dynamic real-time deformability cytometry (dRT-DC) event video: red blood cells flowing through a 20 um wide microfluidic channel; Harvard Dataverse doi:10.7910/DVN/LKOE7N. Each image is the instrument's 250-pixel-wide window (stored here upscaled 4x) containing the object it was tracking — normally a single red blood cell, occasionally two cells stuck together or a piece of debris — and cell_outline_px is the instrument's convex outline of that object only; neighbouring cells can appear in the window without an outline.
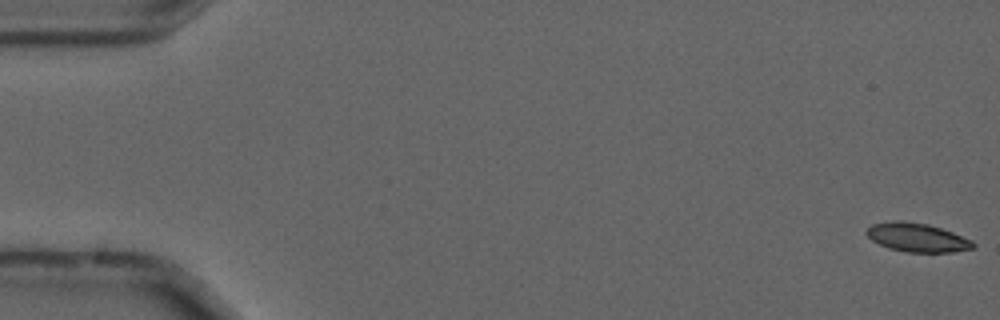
{"species": "common noctule bat (a hibernating species)", "species_latin": "Nyctalus noctula", "temperature_condition": "cold", "stored_images_in_passage": 56, "camera_frame_rate_fps": 3000, "um_per_image_px": 0.085, "animal": {"sex": "male", "forearm_length_mm": 52.5}, "frame": {"image": 1, "passage_image": 1, "time_ms": 0.0, "image_size_px": [1000, 320], "cell_outline_px": [[976, 244], [972, 248], [952, 252], [904, 252], [888, 248], [872, 240], [864, 232], [872, 224], [892, 220], [904, 220], [928, 224], [952, 232], [972, 240]], "centroid_in_image_um": [77.93, 20.18], "position_along_channel_um": 7.1, "area_um2": 17.92}}
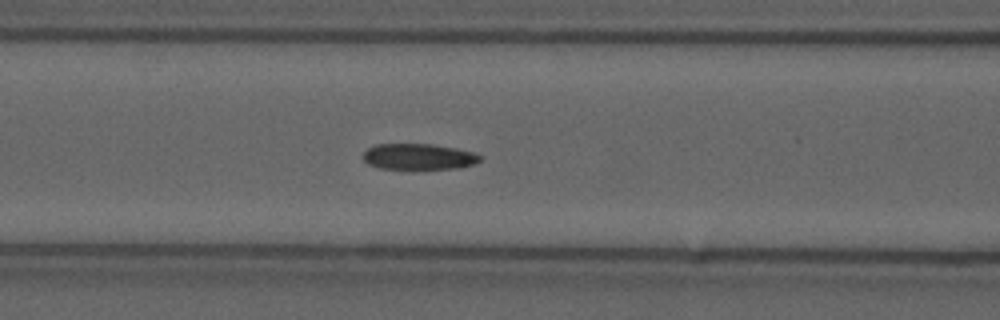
{"frame": {"image": 2, "passage_image": 23, "time_ms": 7.333, "image_size_px": [1000, 320], "cell_outline_px": [[484, 156], [476, 164], [460, 168], [380, 168], [368, 164], [364, 160], [364, 152], [368, 148], [376, 144], [432, 144], [456, 148], [476, 152]], "centroid_in_image_um": [35.66, 13.3], "position_along_channel_um": 130.9, "area_um2": 17.69}}
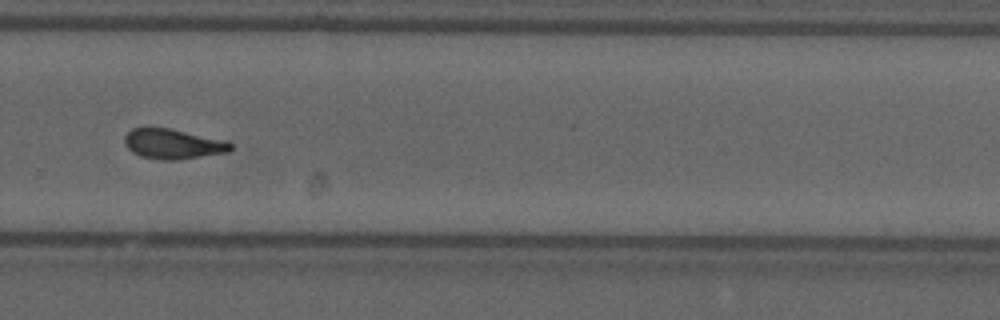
{"frame": {"image": 3, "passage_image": 38, "time_ms": 12.333, "image_size_px": [1000, 320], "cell_outline_px": [[232, 148], [228, 152], [176, 160], [160, 160], [140, 156], [132, 152], [124, 144], [124, 136], [132, 128], [168, 128], [228, 140], [232, 144]], "centroid_in_image_um": [14.71, 12.24], "position_along_channel_um": 315.1, "area_um2": 18.61}, "authors_computed_cell_mechanics": {"area_um2": 18.3804, "velocity_mm_per_s": 3.7022, "shape_relaxation_time_tau1_ms": 6.6703, "shape_relaxation_time_tau2_ms": 3.496, "deformation_change_tau1": 0.1394, "deformation_change_tau2": 0.0959}}